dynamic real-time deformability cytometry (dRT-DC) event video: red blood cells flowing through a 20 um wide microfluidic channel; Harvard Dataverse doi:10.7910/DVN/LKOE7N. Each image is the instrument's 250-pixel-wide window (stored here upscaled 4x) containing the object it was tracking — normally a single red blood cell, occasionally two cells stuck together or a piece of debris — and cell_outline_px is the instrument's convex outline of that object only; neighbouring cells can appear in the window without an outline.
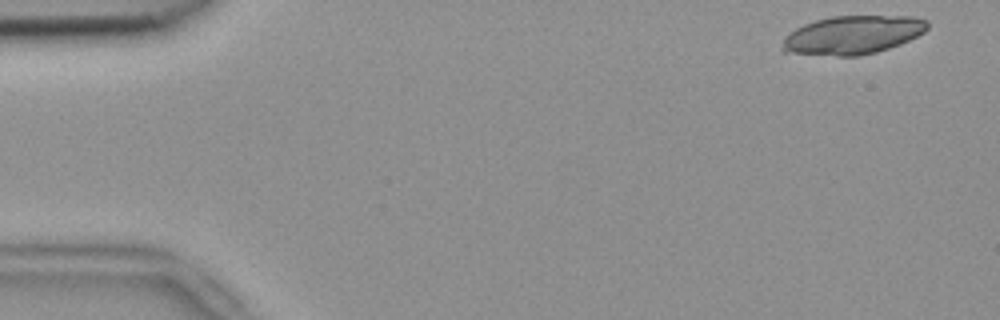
{"species": "common noctule bat (a hibernating species)", "species_latin": "Nyctalus noctula", "temperature_condition": "room temperature", "stored_images_in_passage": 11, "camera_frame_rate_fps": 3000, "um_per_image_px": 0.085, "animal": {"sex": "female", "body_mass_g": 18.4}, "frame": {"image": 1, "passage_image": 2, "time_ms": 0.333, "image_size_px": [1000, 320], "cell_outline_px": [[928, 28], [924, 32], [900, 44], [876, 52], [860, 56], [836, 56], [780, 52], [780, 48], [784, 36], [796, 28], [804, 24], [816, 20], [832, 16], [912, 16], [928, 20]], "centroid_in_image_um": [72.44, 2.98], "position_along_channel_um": 12.6, "area_um2": 32.77}}